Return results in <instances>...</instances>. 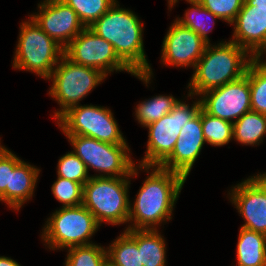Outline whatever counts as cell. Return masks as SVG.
<instances>
[{
    "instance_id": "1",
    "label": "cell",
    "mask_w": 266,
    "mask_h": 266,
    "mask_svg": "<svg viewBox=\"0 0 266 266\" xmlns=\"http://www.w3.org/2000/svg\"><path fill=\"white\" fill-rule=\"evenodd\" d=\"M141 169L152 172L143 181L133 205L130 201L128 223L132 224L125 229H157V225L170 221L186 182L181 174L160 166L141 165Z\"/></svg>"
},
{
    "instance_id": "2",
    "label": "cell",
    "mask_w": 266,
    "mask_h": 266,
    "mask_svg": "<svg viewBox=\"0 0 266 266\" xmlns=\"http://www.w3.org/2000/svg\"><path fill=\"white\" fill-rule=\"evenodd\" d=\"M118 1L90 28L113 45L118 57L148 86L153 71L147 61L143 43V26L131 10L120 8Z\"/></svg>"
},
{
    "instance_id": "3",
    "label": "cell",
    "mask_w": 266,
    "mask_h": 266,
    "mask_svg": "<svg viewBox=\"0 0 266 266\" xmlns=\"http://www.w3.org/2000/svg\"><path fill=\"white\" fill-rule=\"evenodd\" d=\"M255 58L244 48L228 40L217 45L207 44L194 67L187 97L221 87L244 76Z\"/></svg>"
},
{
    "instance_id": "4",
    "label": "cell",
    "mask_w": 266,
    "mask_h": 266,
    "mask_svg": "<svg viewBox=\"0 0 266 266\" xmlns=\"http://www.w3.org/2000/svg\"><path fill=\"white\" fill-rule=\"evenodd\" d=\"M132 170L131 177H97L92 175L83 186V205L94 215L97 223L120 225L129 219L130 178L138 175L141 165ZM138 168V169H137Z\"/></svg>"
},
{
    "instance_id": "5",
    "label": "cell",
    "mask_w": 266,
    "mask_h": 266,
    "mask_svg": "<svg viewBox=\"0 0 266 266\" xmlns=\"http://www.w3.org/2000/svg\"><path fill=\"white\" fill-rule=\"evenodd\" d=\"M13 68L26 70L49 80L52 71L64 55V48L45 33L29 16L20 24Z\"/></svg>"
},
{
    "instance_id": "6",
    "label": "cell",
    "mask_w": 266,
    "mask_h": 266,
    "mask_svg": "<svg viewBox=\"0 0 266 266\" xmlns=\"http://www.w3.org/2000/svg\"><path fill=\"white\" fill-rule=\"evenodd\" d=\"M51 215L41 232V238L49 249L55 251L93 244L90 239L100 225L83 204L61 207Z\"/></svg>"
},
{
    "instance_id": "7",
    "label": "cell",
    "mask_w": 266,
    "mask_h": 266,
    "mask_svg": "<svg viewBox=\"0 0 266 266\" xmlns=\"http://www.w3.org/2000/svg\"><path fill=\"white\" fill-rule=\"evenodd\" d=\"M106 77L100 70L76 64L63 55L49 78L52 85L48 93L60 105V110L54 112V120L69 108L79 105V101Z\"/></svg>"
},
{
    "instance_id": "8",
    "label": "cell",
    "mask_w": 266,
    "mask_h": 266,
    "mask_svg": "<svg viewBox=\"0 0 266 266\" xmlns=\"http://www.w3.org/2000/svg\"><path fill=\"white\" fill-rule=\"evenodd\" d=\"M73 151L85 164L87 171L94 169L97 177H131L134 161L128 144H111L97 139L65 134ZM103 173V174H102Z\"/></svg>"
},
{
    "instance_id": "9",
    "label": "cell",
    "mask_w": 266,
    "mask_h": 266,
    "mask_svg": "<svg viewBox=\"0 0 266 266\" xmlns=\"http://www.w3.org/2000/svg\"><path fill=\"white\" fill-rule=\"evenodd\" d=\"M189 105L179 100L168 114L146 126L147 149L140 165L160 166L171 155L182 127L199 113L200 98Z\"/></svg>"
},
{
    "instance_id": "10",
    "label": "cell",
    "mask_w": 266,
    "mask_h": 266,
    "mask_svg": "<svg viewBox=\"0 0 266 266\" xmlns=\"http://www.w3.org/2000/svg\"><path fill=\"white\" fill-rule=\"evenodd\" d=\"M56 123L64 134L87 136L111 144H128L107 107L79 104L64 112Z\"/></svg>"
},
{
    "instance_id": "11",
    "label": "cell",
    "mask_w": 266,
    "mask_h": 266,
    "mask_svg": "<svg viewBox=\"0 0 266 266\" xmlns=\"http://www.w3.org/2000/svg\"><path fill=\"white\" fill-rule=\"evenodd\" d=\"M72 62L100 70L106 76L114 71L135 73L118 57L113 45L85 27L65 48Z\"/></svg>"
},
{
    "instance_id": "12",
    "label": "cell",
    "mask_w": 266,
    "mask_h": 266,
    "mask_svg": "<svg viewBox=\"0 0 266 266\" xmlns=\"http://www.w3.org/2000/svg\"><path fill=\"white\" fill-rule=\"evenodd\" d=\"M201 108L213 117L236 122L251 111L249 67L244 76L200 95ZM203 96V97H202Z\"/></svg>"
},
{
    "instance_id": "13",
    "label": "cell",
    "mask_w": 266,
    "mask_h": 266,
    "mask_svg": "<svg viewBox=\"0 0 266 266\" xmlns=\"http://www.w3.org/2000/svg\"><path fill=\"white\" fill-rule=\"evenodd\" d=\"M230 192L227 194L230 202L245 221L242 227L266 235V180L254 175Z\"/></svg>"
},
{
    "instance_id": "14",
    "label": "cell",
    "mask_w": 266,
    "mask_h": 266,
    "mask_svg": "<svg viewBox=\"0 0 266 266\" xmlns=\"http://www.w3.org/2000/svg\"><path fill=\"white\" fill-rule=\"evenodd\" d=\"M38 8L30 17L63 48L85 28L77 13L62 0H44Z\"/></svg>"
},
{
    "instance_id": "15",
    "label": "cell",
    "mask_w": 266,
    "mask_h": 266,
    "mask_svg": "<svg viewBox=\"0 0 266 266\" xmlns=\"http://www.w3.org/2000/svg\"><path fill=\"white\" fill-rule=\"evenodd\" d=\"M206 46L207 43L196 32L174 20L163 39L161 62L194 69Z\"/></svg>"
},
{
    "instance_id": "16",
    "label": "cell",
    "mask_w": 266,
    "mask_h": 266,
    "mask_svg": "<svg viewBox=\"0 0 266 266\" xmlns=\"http://www.w3.org/2000/svg\"><path fill=\"white\" fill-rule=\"evenodd\" d=\"M205 143L200 109L199 113L182 127L174 150L160 167L179 173L187 179Z\"/></svg>"
},
{
    "instance_id": "17",
    "label": "cell",
    "mask_w": 266,
    "mask_h": 266,
    "mask_svg": "<svg viewBox=\"0 0 266 266\" xmlns=\"http://www.w3.org/2000/svg\"><path fill=\"white\" fill-rule=\"evenodd\" d=\"M233 25V43L247 50L254 58L266 54V10L253 9L245 0ZM262 56V57H261Z\"/></svg>"
},
{
    "instance_id": "18",
    "label": "cell",
    "mask_w": 266,
    "mask_h": 266,
    "mask_svg": "<svg viewBox=\"0 0 266 266\" xmlns=\"http://www.w3.org/2000/svg\"><path fill=\"white\" fill-rule=\"evenodd\" d=\"M40 169L21 161L10 172L9 187H6V204L13 210H20L25 202L34 196Z\"/></svg>"
},
{
    "instance_id": "19",
    "label": "cell",
    "mask_w": 266,
    "mask_h": 266,
    "mask_svg": "<svg viewBox=\"0 0 266 266\" xmlns=\"http://www.w3.org/2000/svg\"><path fill=\"white\" fill-rule=\"evenodd\" d=\"M236 254L238 266H266V235L241 227Z\"/></svg>"
},
{
    "instance_id": "20",
    "label": "cell",
    "mask_w": 266,
    "mask_h": 266,
    "mask_svg": "<svg viewBox=\"0 0 266 266\" xmlns=\"http://www.w3.org/2000/svg\"><path fill=\"white\" fill-rule=\"evenodd\" d=\"M107 261L113 266H143L138 251V229H125L106 247Z\"/></svg>"
},
{
    "instance_id": "21",
    "label": "cell",
    "mask_w": 266,
    "mask_h": 266,
    "mask_svg": "<svg viewBox=\"0 0 266 266\" xmlns=\"http://www.w3.org/2000/svg\"><path fill=\"white\" fill-rule=\"evenodd\" d=\"M266 135V115L246 112L233 123V139L243 145H259Z\"/></svg>"
},
{
    "instance_id": "22",
    "label": "cell",
    "mask_w": 266,
    "mask_h": 266,
    "mask_svg": "<svg viewBox=\"0 0 266 266\" xmlns=\"http://www.w3.org/2000/svg\"><path fill=\"white\" fill-rule=\"evenodd\" d=\"M138 251L143 266H166V243L157 229H138Z\"/></svg>"
},
{
    "instance_id": "23",
    "label": "cell",
    "mask_w": 266,
    "mask_h": 266,
    "mask_svg": "<svg viewBox=\"0 0 266 266\" xmlns=\"http://www.w3.org/2000/svg\"><path fill=\"white\" fill-rule=\"evenodd\" d=\"M187 3L191 4L192 7L185 11L184 17H177L175 20L179 22L182 26L192 29L196 32L207 44H210L209 32L212 31L211 27L209 29L210 22L215 25V20L219 19L216 15L212 14L209 10L201 5L198 0H185ZM179 2L178 0H169L168 7L171 10L174 5ZM203 17V18H202ZM211 21L209 22V18ZM208 18V20H207ZM209 23V24H208Z\"/></svg>"
},
{
    "instance_id": "24",
    "label": "cell",
    "mask_w": 266,
    "mask_h": 266,
    "mask_svg": "<svg viewBox=\"0 0 266 266\" xmlns=\"http://www.w3.org/2000/svg\"><path fill=\"white\" fill-rule=\"evenodd\" d=\"M178 99L173 95H156L146 101H142L135 108V117L142 127L160 120L163 116L168 114L173 107L178 103Z\"/></svg>"
},
{
    "instance_id": "25",
    "label": "cell",
    "mask_w": 266,
    "mask_h": 266,
    "mask_svg": "<svg viewBox=\"0 0 266 266\" xmlns=\"http://www.w3.org/2000/svg\"><path fill=\"white\" fill-rule=\"evenodd\" d=\"M255 58L249 65L251 110L266 115V61Z\"/></svg>"
},
{
    "instance_id": "26",
    "label": "cell",
    "mask_w": 266,
    "mask_h": 266,
    "mask_svg": "<svg viewBox=\"0 0 266 266\" xmlns=\"http://www.w3.org/2000/svg\"><path fill=\"white\" fill-rule=\"evenodd\" d=\"M204 140L211 146H224L233 140V123L213 117L201 108Z\"/></svg>"
},
{
    "instance_id": "27",
    "label": "cell",
    "mask_w": 266,
    "mask_h": 266,
    "mask_svg": "<svg viewBox=\"0 0 266 266\" xmlns=\"http://www.w3.org/2000/svg\"><path fill=\"white\" fill-rule=\"evenodd\" d=\"M67 250L65 266H104L107 262L106 248L95 243Z\"/></svg>"
},
{
    "instance_id": "28",
    "label": "cell",
    "mask_w": 266,
    "mask_h": 266,
    "mask_svg": "<svg viewBox=\"0 0 266 266\" xmlns=\"http://www.w3.org/2000/svg\"><path fill=\"white\" fill-rule=\"evenodd\" d=\"M78 15L85 27H90L103 16L117 0H62Z\"/></svg>"
},
{
    "instance_id": "29",
    "label": "cell",
    "mask_w": 266,
    "mask_h": 266,
    "mask_svg": "<svg viewBox=\"0 0 266 266\" xmlns=\"http://www.w3.org/2000/svg\"><path fill=\"white\" fill-rule=\"evenodd\" d=\"M88 174L84 162L74 152H68L60 157L57 164V177H63L84 186L91 178Z\"/></svg>"
},
{
    "instance_id": "30",
    "label": "cell",
    "mask_w": 266,
    "mask_h": 266,
    "mask_svg": "<svg viewBox=\"0 0 266 266\" xmlns=\"http://www.w3.org/2000/svg\"><path fill=\"white\" fill-rule=\"evenodd\" d=\"M52 193L62 207H75L83 203V185L81 183L57 177L53 183Z\"/></svg>"
},
{
    "instance_id": "31",
    "label": "cell",
    "mask_w": 266,
    "mask_h": 266,
    "mask_svg": "<svg viewBox=\"0 0 266 266\" xmlns=\"http://www.w3.org/2000/svg\"><path fill=\"white\" fill-rule=\"evenodd\" d=\"M203 7L216 15L219 20L232 24L242 9L244 0H198Z\"/></svg>"
},
{
    "instance_id": "32",
    "label": "cell",
    "mask_w": 266,
    "mask_h": 266,
    "mask_svg": "<svg viewBox=\"0 0 266 266\" xmlns=\"http://www.w3.org/2000/svg\"><path fill=\"white\" fill-rule=\"evenodd\" d=\"M22 161L7 148L0 154V201L6 204V187H9L10 172Z\"/></svg>"
},
{
    "instance_id": "33",
    "label": "cell",
    "mask_w": 266,
    "mask_h": 266,
    "mask_svg": "<svg viewBox=\"0 0 266 266\" xmlns=\"http://www.w3.org/2000/svg\"><path fill=\"white\" fill-rule=\"evenodd\" d=\"M253 9L266 10V0H245Z\"/></svg>"
},
{
    "instance_id": "34",
    "label": "cell",
    "mask_w": 266,
    "mask_h": 266,
    "mask_svg": "<svg viewBox=\"0 0 266 266\" xmlns=\"http://www.w3.org/2000/svg\"><path fill=\"white\" fill-rule=\"evenodd\" d=\"M0 266H21V265L9 257L0 256Z\"/></svg>"
},
{
    "instance_id": "35",
    "label": "cell",
    "mask_w": 266,
    "mask_h": 266,
    "mask_svg": "<svg viewBox=\"0 0 266 266\" xmlns=\"http://www.w3.org/2000/svg\"><path fill=\"white\" fill-rule=\"evenodd\" d=\"M256 176L259 177V178H262V179H265L266 180V172L263 173V174H261V173L259 174L258 173Z\"/></svg>"
},
{
    "instance_id": "36",
    "label": "cell",
    "mask_w": 266,
    "mask_h": 266,
    "mask_svg": "<svg viewBox=\"0 0 266 266\" xmlns=\"http://www.w3.org/2000/svg\"><path fill=\"white\" fill-rule=\"evenodd\" d=\"M4 149H6V147L5 146H2L1 145V141H0V154L4 151Z\"/></svg>"
},
{
    "instance_id": "37",
    "label": "cell",
    "mask_w": 266,
    "mask_h": 266,
    "mask_svg": "<svg viewBox=\"0 0 266 266\" xmlns=\"http://www.w3.org/2000/svg\"><path fill=\"white\" fill-rule=\"evenodd\" d=\"M104 266H113L111 265L108 261L106 262V264Z\"/></svg>"
}]
</instances>
